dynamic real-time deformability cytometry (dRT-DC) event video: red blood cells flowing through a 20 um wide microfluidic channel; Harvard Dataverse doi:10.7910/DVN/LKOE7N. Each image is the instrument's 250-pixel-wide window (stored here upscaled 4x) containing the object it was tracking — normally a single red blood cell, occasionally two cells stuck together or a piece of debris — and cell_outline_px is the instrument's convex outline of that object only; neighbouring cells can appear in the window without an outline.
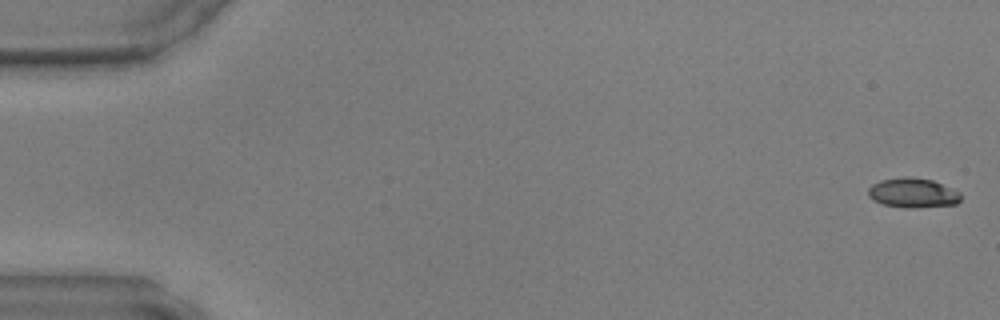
{"species": "common noctule bat (a hibernating species)", "species_latin": "Nyctalus noctula", "temperature_condition": "warm", "stored_images_in_passage": 48, "camera_frame_rate_fps": 3000, "um_per_image_px": 0.085, "animal": {"sex": "male", "body_mass_g": 17.9, "forearm_length_mm": 54.2}, "frame": {"image": 1, "passage_image": 1, "time_ms": 0.0, "image_size_px": [1000, 320], "cell_outline_px": [[960, 200], [956, 204], [912, 208], [908, 208], [884, 204], [872, 200], [868, 196], [868, 188], [872, 184], [880, 180], [904, 176], [908, 176], [932, 180], [960, 192]], "centroid_in_image_um": [77.56, 16.39], "position_along_channel_um": 7.4, "area_um2": 15.95}}
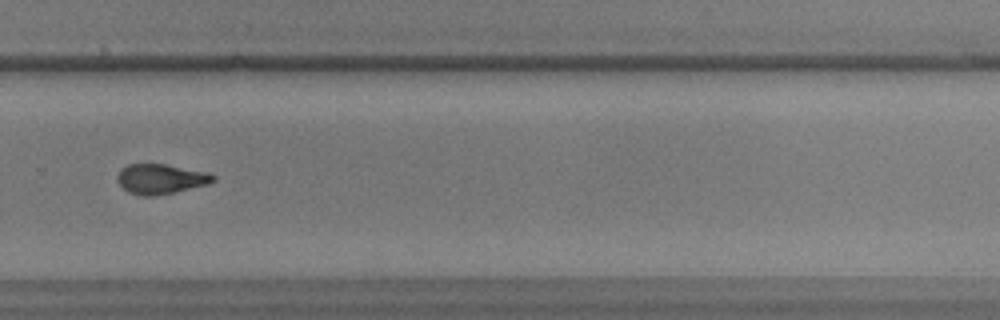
{"frame": {"image": 2, "passage_image": 33, "time_ms": 10.667, "image_size_px": [1000, 320], "cell_outline_px": [[216, 180], [208, 184], [156, 196], [144, 196], [128, 192], [116, 180], [116, 176], [120, 168], [128, 164], [164, 164], [208, 172], [216, 176]], "centroid_in_image_um": [13.65, 15.2], "position_along_channel_um": 316.2, "area_um2": 16.76}}
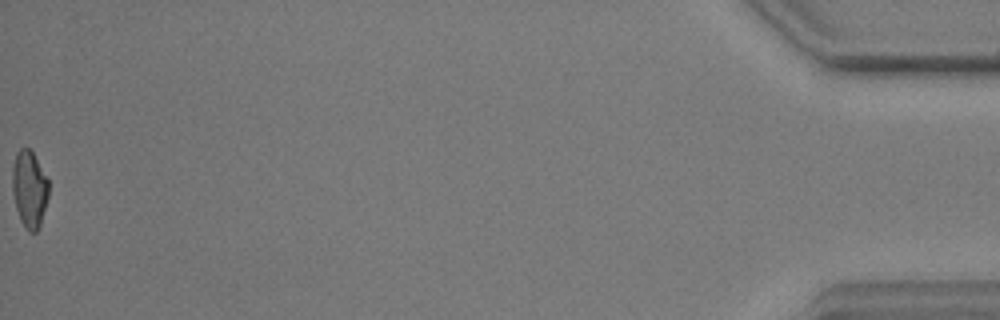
{"frame": {"image": 3, "passage_image": 48, "time_ms": 15.667, "image_size_px": [1000, 320], "cell_outline_px": [[48, 196], [40, 224], [36, 232], [28, 232], [24, 228], [20, 220], [16, 208], [12, 192], [12, 168], [16, 152], [20, 148], [28, 148], [32, 152], [48, 180]], "centroid_in_image_um": [2.47, 16.09], "position_along_channel_um": 432.7, "area_um2": 16.18}}